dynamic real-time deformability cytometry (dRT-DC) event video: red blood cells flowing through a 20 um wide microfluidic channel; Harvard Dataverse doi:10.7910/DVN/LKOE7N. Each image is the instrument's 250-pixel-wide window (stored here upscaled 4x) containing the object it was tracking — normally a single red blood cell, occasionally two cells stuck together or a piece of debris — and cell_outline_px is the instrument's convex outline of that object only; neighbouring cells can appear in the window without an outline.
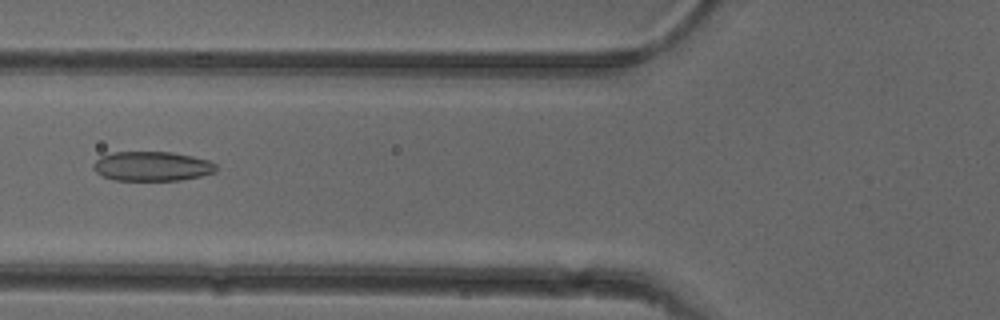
{"species": "common noctule bat (a hibernating species)", "species_latin": "Nyctalus noctula", "temperature_condition": "cold", "stored_images_in_passage": 52, "camera_frame_rate_fps": 3000, "um_per_image_px": 0.085, "animal": {"sex": "female"}, "frame": {"image": 1, "passage_image": 20, "time_ms": 6.333, "image_size_px": [1000, 320], "cell_outline_px": [[216, 172], [200, 176], [180, 180], [112, 180], [100, 176], [92, 168], [92, 164], [100, 156], [112, 152], [172, 152], [192, 156], [208, 160], [216, 164]], "centroid_in_image_um": [12.88, 14.13], "position_along_channel_um": 112.9, "area_um2": 21.27}}
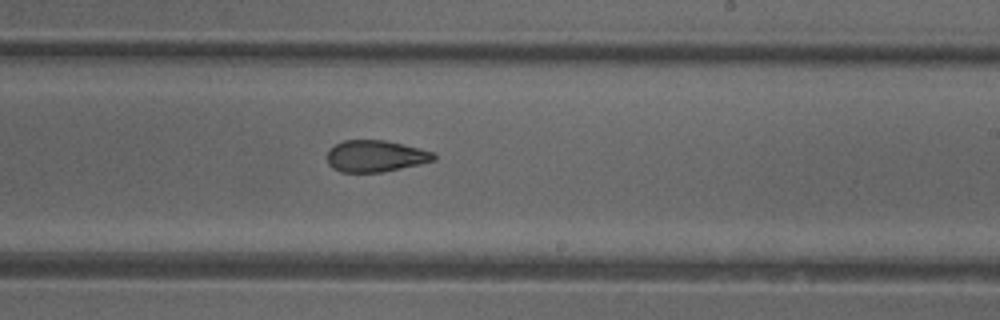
{"frame": {"image": 2, "passage_image": 31, "time_ms": 10.0, "image_size_px": [1000, 320], "cell_outline_px": [[436, 160], [420, 164], [380, 172], [340, 172], [332, 168], [328, 164], [328, 148], [344, 140], [384, 140], [436, 152]], "centroid_in_image_um": [31.92, 13.27], "position_along_channel_um": 257.1, "area_um2": 19.65}}
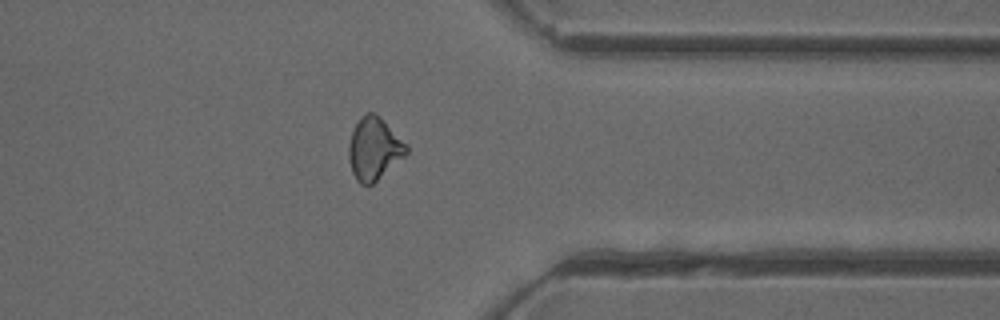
{"frame": {"image": 3, "passage_image": 41, "time_ms": 13.333, "image_size_px": [1000, 320], "cell_outline_px": [[408, 152], [404, 156], [372, 184], [360, 184], [356, 180], [352, 172], [348, 156], [348, 144], [352, 132], [360, 116], [368, 112], [376, 112], [408, 144]], "centroid_in_image_um": [31.79, 12.61], "position_along_channel_um": 379.6, "area_um2": 20.98}, "authors_computed_cell_mechanics": {"area_um2": 21.3282, "velocity_mm_per_s": 3.9349, "shape_relaxation_time_tau1_ms": null, "shape_relaxation_time_tau2_ms": 2.3044, "deformation_change_tau1": null, "deformation_change_tau2": 0.0957}}